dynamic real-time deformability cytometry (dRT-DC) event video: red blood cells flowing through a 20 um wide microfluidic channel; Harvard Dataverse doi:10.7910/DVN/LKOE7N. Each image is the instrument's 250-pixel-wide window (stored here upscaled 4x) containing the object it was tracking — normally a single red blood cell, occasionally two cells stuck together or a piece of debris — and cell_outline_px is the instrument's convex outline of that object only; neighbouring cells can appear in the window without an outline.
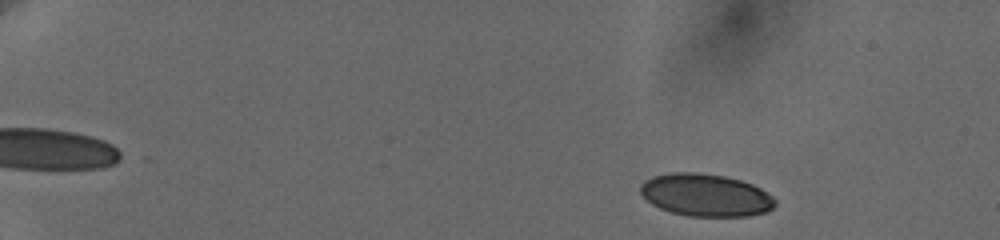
{"species": "human", "species_latin": "Homo sapiens", "temperature_condition": "cold", "stored_images_in_passage": 54, "camera_frame_rate_fps": 3000, "um_per_image_px": 0.085, "donor": {"sex": "female"}, "frame": {"image": 1, "passage_image": 6, "time_ms": 1.667, "image_size_px": [1000, 240], "cell_outline_px": [[776, 204], [768, 212], [748, 216], [688, 216], [672, 212], [660, 208], [652, 204], [640, 192], [640, 184], [644, 180], [652, 176], [672, 172], [696, 172], [724, 176], [740, 180], [752, 184], [768, 192], [776, 200]], "centroid_in_image_um": [59.99, 16.58], "position_along_channel_um": 25.0, "area_um2": 33.47}}
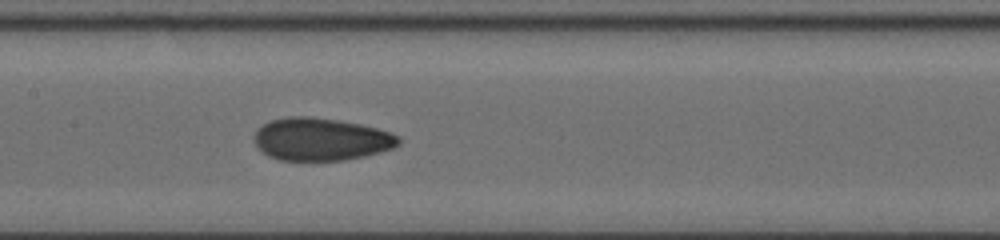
{"frame": {"image": 2, "passage_image": 30, "time_ms": 9.667, "image_size_px": [1000, 240], "cell_outline_px": [[400, 144], [392, 148], [380, 152], [364, 156], [344, 160], [280, 160], [268, 156], [256, 144], [256, 132], [264, 124], [272, 120], [288, 116], [308, 116], [336, 120], [360, 124], [392, 132], [400, 136]], "centroid_in_image_um": [27.33, 11.83], "position_along_channel_um": 180.1, "area_um2": 35.55}}
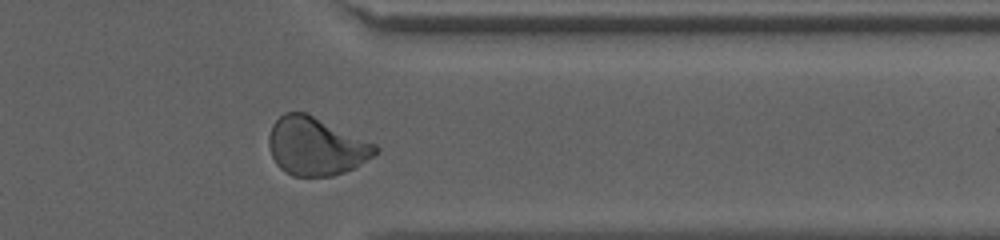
{"frame": {"image": 3, "passage_image": 47, "time_ms": 15.333, "image_size_px": [1000, 240], "cell_outline_px": [[380, 148], [372, 156], [360, 164], [344, 172], [332, 176], [292, 176], [280, 168], [276, 164], [272, 156], [268, 144], [268, 136], [272, 124], [284, 112], [308, 112], [376, 144]], "centroid_in_image_um": [26.83, 12.41], "position_along_channel_um": 384.6, "area_um2": 36.18}}